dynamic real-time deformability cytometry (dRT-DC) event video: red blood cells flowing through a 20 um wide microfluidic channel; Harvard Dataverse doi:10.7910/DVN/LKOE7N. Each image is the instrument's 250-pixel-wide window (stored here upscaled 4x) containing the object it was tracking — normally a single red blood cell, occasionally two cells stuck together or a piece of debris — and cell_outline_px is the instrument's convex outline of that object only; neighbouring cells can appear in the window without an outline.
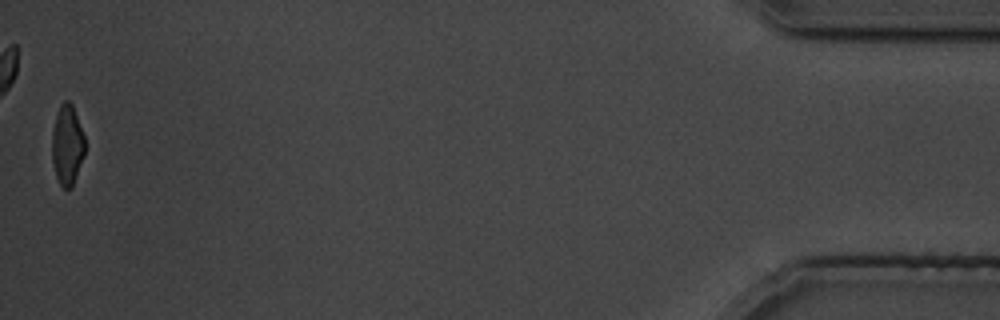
{"species": "common noctule bat (a hibernating species)", "species_latin": "Nyctalus noctula", "temperature_condition": "cold", "stored_images_in_passage": 37, "camera_frame_rate_fps": 3000, "um_per_image_px": 0.085, "animal": {"sex": "male", "body_mass_g": 19.5, "forearm_length_mm": 54.6}, "frame": {"image": 1, "passage_image": 37, "time_ms": 45.0, "image_size_px": [1000, 320], "cell_outline_px": [[84, 156], [72, 188], [64, 188], [60, 184], [56, 176], [52, 164], [52, 128], [60, 104], [64, 100], [68, 100], [72, 104], [84, 136]], "centroid_in_image_um": [5.7, 12.33], "position_along_channel_um": 429.5, "area_um2": 15.37}}